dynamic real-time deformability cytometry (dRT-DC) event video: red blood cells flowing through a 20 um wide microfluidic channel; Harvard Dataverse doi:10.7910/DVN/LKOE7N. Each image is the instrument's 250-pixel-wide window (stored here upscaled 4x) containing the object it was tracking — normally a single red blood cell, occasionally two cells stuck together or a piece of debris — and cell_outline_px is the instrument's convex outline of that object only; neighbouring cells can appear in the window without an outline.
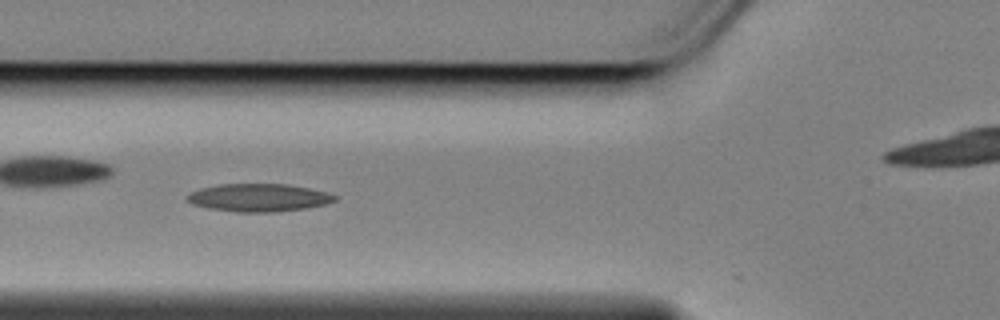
{"species": "Egyptian fruit bat (a non-hibernating species)", "species_latin": "Rousettus aegyptiacus", "temperature_condition": "cold", "stored_images_in_passage": 43, "camera_frame_rate_fps": 3000, "um_per_image_px": 0.085, "animal": {"sex": "female"}, "frame": {"image": 1, "passage_image": 4, "time_ms": 1.0, "image_size_px": [1000, 320], "cell_outline_px": [[336, 200], [328, 204], [304, 208], [272, 212], [236, 212], [208, 208], [192, 204], [184, 196], [200, 188], [220, 184], [284, 184], [308, 188], [328, 192], [336, 196]], "centroid_in_image_um": [21.98, 16.8], "position_along_channel_um": 103.8, "area_um2": 23.87}}
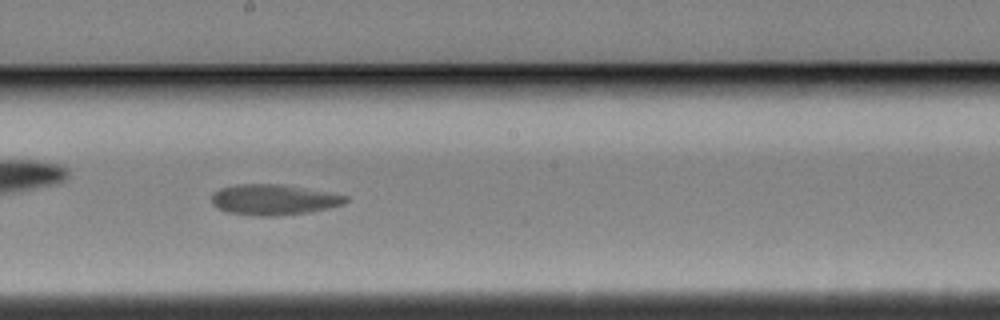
{"frame": {"image": 2, "passage_image": 15, "time_ms": 4.667, "image_size_px": [1000, 320], "cell_outline_px": [[348, 200], [344, 204], [328, 208], [308, 212], [276, 216], [256, 216], [228, 212], [216, 208], [212, 204], [212, 196], [220, 188], [236, 184], [280, 184], [348, 196]], "centroid_in_image_um": [23.23, 16.98], "position_along_channel_um": 225.0, "area_um2": 23.7}}
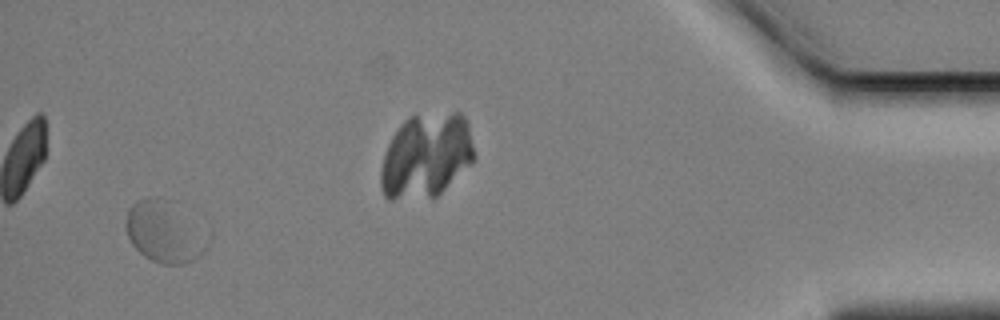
{"frame": {"image": 3, "passage_image": 40, "time_ms": 13.0, "image_size_px": [1000, 320], "cell_outline_px": [[212, 240], [208, 248], [204, 252], [192, 260], [184, 264], [160, 264], [144, 256], [132, 244], [128, 236], [124, 224], [124, 220], [128, 208], [136, 200], [148, 196], [160, 196], [172, 200], [212, 232]], "centroid_in_image_um": [14.07, 19.65], "position_along_channel_um": 421.1, "area_um2": 30.98}, "authors_computed_cell_mechanics": {"area_um2": 24.1604, "velocity_mm_per_s": 3.308, "shape_relaxation_time_tau1_ms": 10.5461, "shape_relaxation_time_tau2_ms": 2.7172, "deformation_change_tau1": 0.1264, "deformation_change_tau2": 0.054}}